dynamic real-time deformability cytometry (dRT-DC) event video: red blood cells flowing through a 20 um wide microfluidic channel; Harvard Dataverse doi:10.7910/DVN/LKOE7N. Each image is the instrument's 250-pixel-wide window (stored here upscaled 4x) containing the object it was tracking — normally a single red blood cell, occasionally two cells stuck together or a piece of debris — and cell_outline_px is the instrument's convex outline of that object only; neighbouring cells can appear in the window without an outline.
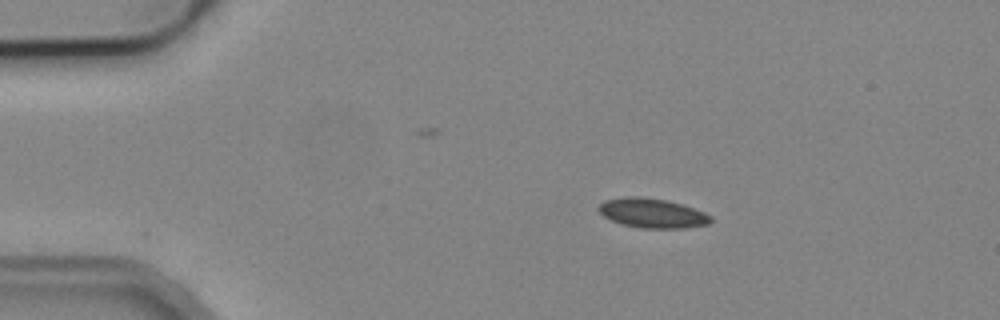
{"species": "common noctule bat (a hibernating species)", "species_latin": "Nyctalus noctula", "temperature_condition": "cold", "stored_images_in_passage": 6, "camera_frame_rate_fps": 3000, "um_per_image_px": 0.085, "animal": {"sex": "male", "body_mass_g": 19.2, "forearm_length_mm": 51.8}, "frame": {"image": 1, "passage_image": 3, "time_ms": 2.333, "image_size_px": [1000, 320], "cell_outline_px": [[712, 220], [708, 224], [684, 228], [640, 228], [620, 224], [604, 216], [596, 208], [604, 200], [624, 196], [640, 196], [668, 200], [684, 204], [704, 212], [712, 216]], "centroid_in_image_um": [55.44, 18.1], "position_along_channel_um": 29.6, "area_um2": 19.54}}
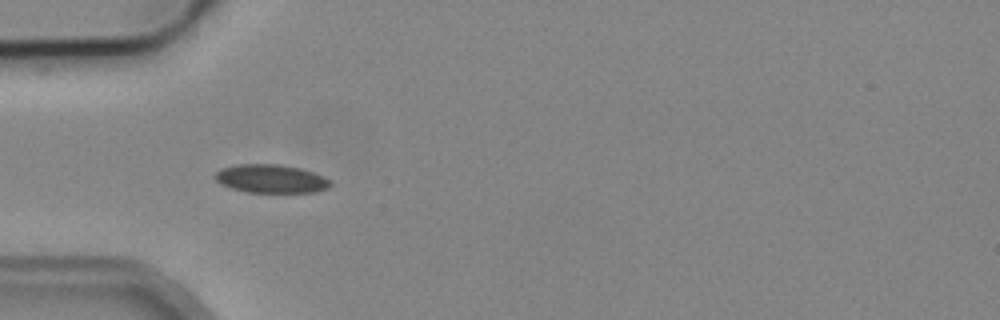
{"frame": {"image": 2, "passage_image": 5, "time_ms": 4.667, "image_size_px": [1000, 320], "cell_outline_px": [[332, 184], [328, 188], [316, 192], [248, 192], [232, 188], [220, 184], [212, 176], [220, 168], [236, 164], [280, 164], [300, 168], [312, 172], [328, 180]], "centroid_in_image_um": [22.97, 15.18], "position_along_channel_um": 62.0, "area_um2": 19.07}}